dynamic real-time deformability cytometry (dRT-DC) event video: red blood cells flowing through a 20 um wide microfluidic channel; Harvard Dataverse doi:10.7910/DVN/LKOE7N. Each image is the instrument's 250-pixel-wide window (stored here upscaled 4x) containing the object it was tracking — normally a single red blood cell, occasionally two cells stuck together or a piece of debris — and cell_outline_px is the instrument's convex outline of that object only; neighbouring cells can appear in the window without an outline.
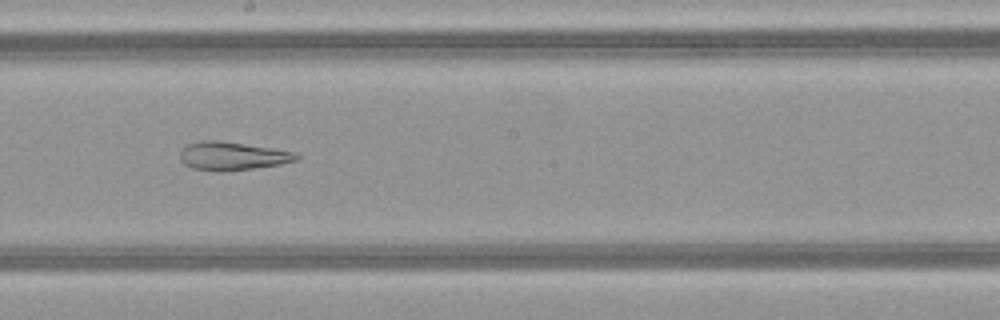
{"species": "common noctule bat (a hibernating species)", "species_latin": "Nyctalus noctula", "temperature_condition": "warm", "stored_images_in_passage": 30, "camera_frame_rate_fps": 3000, "um_per_image_px": 0.085, "animal": {"sex": "female", "body_mass_g": 21.9}, "frame": {"image": 1, "passage_image": 13, "time_ms": 4.0, "image_size_px": [1000, 320], "cell_outline_px": [[300, 156], [296, 160], [280, 164], [224, 172], [220, 172], [192, 168], [184, 164], [180, 160], [180, 148], [188, 144], [200, 140], [220, 140], [296, 152]], "centroid_in_image_um": [19.69, 13.25], "position_along_channel_um": 228.5, "area_um2": 19.31}}
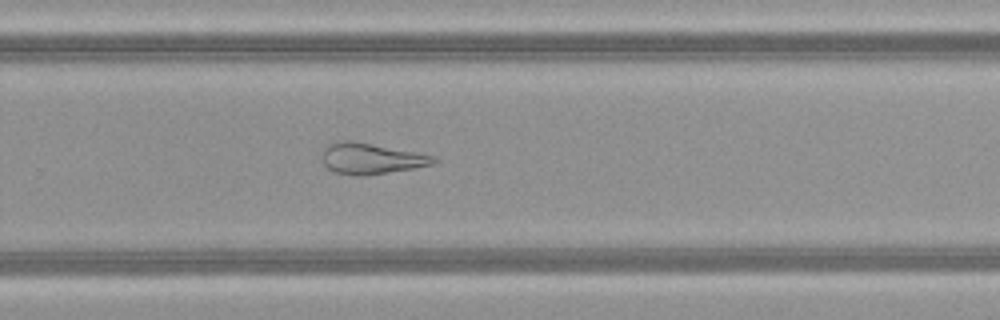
{"frame": {"image": 2, "passage_image": 18, "time_ms": 5.667, "image_size_px": [1000, 320], "cell_outline_px": [[440, 160], [432, 164], [416, 168], [364, 176], [356, 176], [332, 172], [324, 164], [324, 148], [328, 144], [344, 140], [352, 140], [416, 152], [436, 156]], "centroid_in_image_um": [31.58, 13.49], "position_along_channel_um": 298.2, "area_um2": 20.17}}